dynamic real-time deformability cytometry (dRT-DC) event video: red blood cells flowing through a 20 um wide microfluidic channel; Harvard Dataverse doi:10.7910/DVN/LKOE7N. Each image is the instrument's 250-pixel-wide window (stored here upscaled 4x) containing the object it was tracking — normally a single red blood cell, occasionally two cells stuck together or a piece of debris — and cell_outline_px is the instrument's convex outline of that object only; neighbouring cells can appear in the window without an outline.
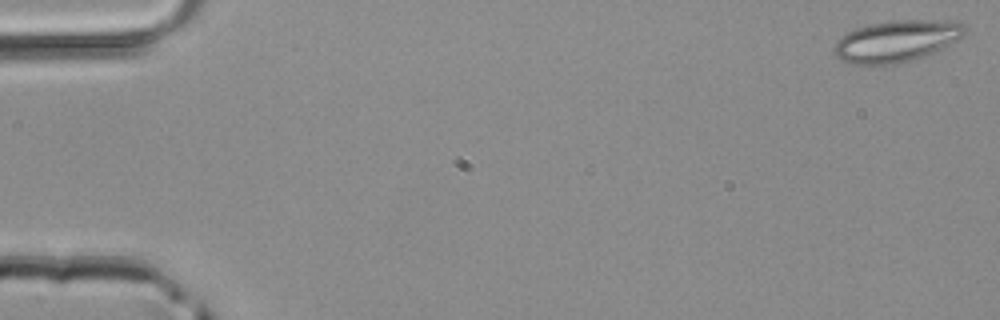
{"species": "common noctule bat (a hibernating species)", "species_latin": "Nyctalus noctula", "temperature_condition": "room temperature", "stored_images_in_passage": 47, "camera_frame_rate_fps": 3000, "um_per_image_px": 0.085, "animal": {"sex": "male", "body_mass_g": 20.4}, "frame": {"image": 1, "passage_image": 1, "time_ms": 0.0, "image_size_px": [1000, 320], "cell_outline_px": [[968, 28], [964, 36], [924, 56], [892, 64], [852, 64], [836, 56], [832, 48], [836, 40], [848, 32], [856, 28], [868, 24], [888, 20], [956, 20], [964, 24]], "centroid_in_image_um": [76.21, 3.45], "position_along_channel_um": 8.8, "area_um2": 31.62}}
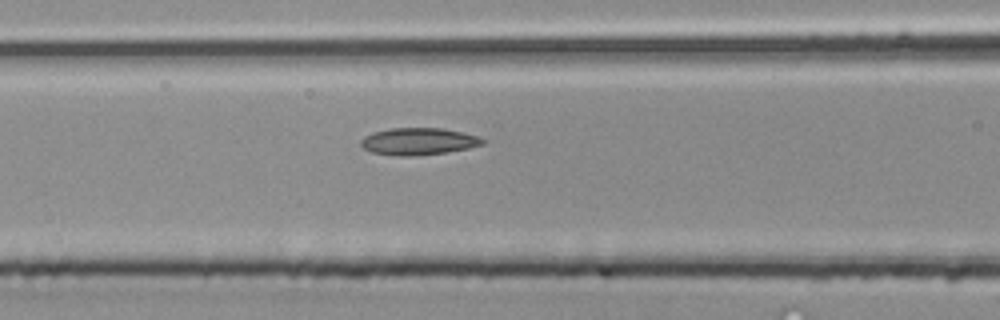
{"frame": {"image": 2, "passage_image": 20, "time_ms": 6.333, "image_size_px": [1000, 320], "cell_outline_px": [[484, 144], [468, 148], [444, 152], [412, 156], [400, 156], [372, 152], [364, 148], [360, 144], [360, 140], [364, 136], [372, 132], [388, 128], [444, 128], [480, 136], [484, 140]], "centroid_in_image_um": [35.56, 12.0], "position_along_channel_um": 131.0, "area_um2": 19.19}}
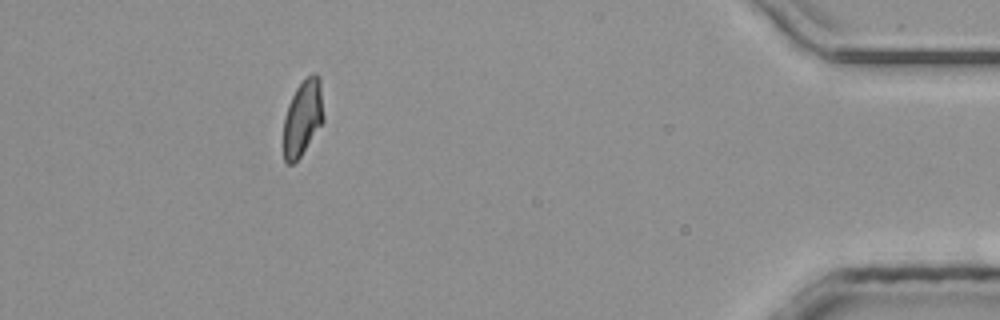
{"frame": {"image": 3, "passage_image": 43, "time_ms": 14.0, "image_size_px": [1000, 320], "cell_outline_px": [[324, 120], [300, 156], [292, 164], [288, 164], [284, 160], [284, 120], [288, 104], [296, 88], [312, 72], [316, 72], [320, 76], [324, 116]], "centroid_in_image_um": [25.75, 9.96], "position_along_channel_um": 409.5, "area_um2": 17.57}}